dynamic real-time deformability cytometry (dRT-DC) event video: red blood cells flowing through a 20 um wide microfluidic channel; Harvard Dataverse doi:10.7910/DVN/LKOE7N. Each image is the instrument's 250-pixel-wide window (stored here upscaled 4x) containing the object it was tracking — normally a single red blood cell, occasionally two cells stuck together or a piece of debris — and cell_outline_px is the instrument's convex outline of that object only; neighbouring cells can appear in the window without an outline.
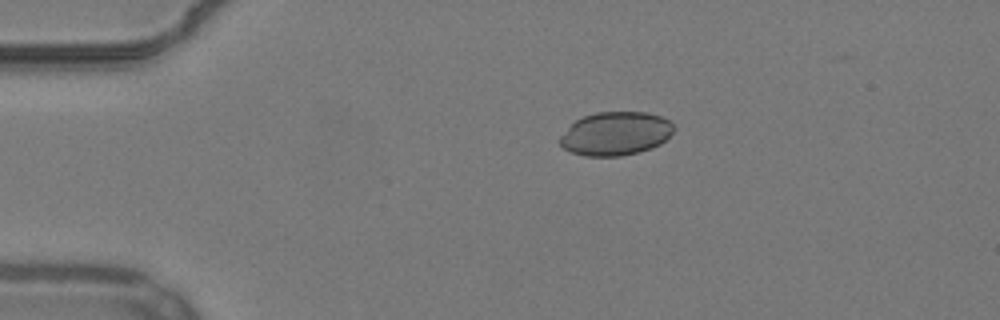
{"species": "common noctule bat (a hibernating species)", "species_latin": "Nyctalus noctula", "temperature_condition": "warm", "stored_images_in_passage": 42, "camera_frame_rate_fps": 3000, "um_per_image_px": 0.085, "animal": {"sex": "male", "body_mass_g": 19.2, "forearm_length_mm": 51.8}, "frame": {"image": 1, "passage_image": 2, "time_ms": 0.333, "image_size_px": [1000, 320], "cell_outline_px": [[676, 128], [660, 144], [652, 148], [620, 156], [584, 156], [572, 152], [564, 148], [556, 140], [576, 120], [584, 116], [596, 112], [644, 112], [660, 116], [668, 120]], "centroid_in_image_um": [52.3, 11.36], "position_along_channel_um": 32.7, "area_um2": 28.73}}
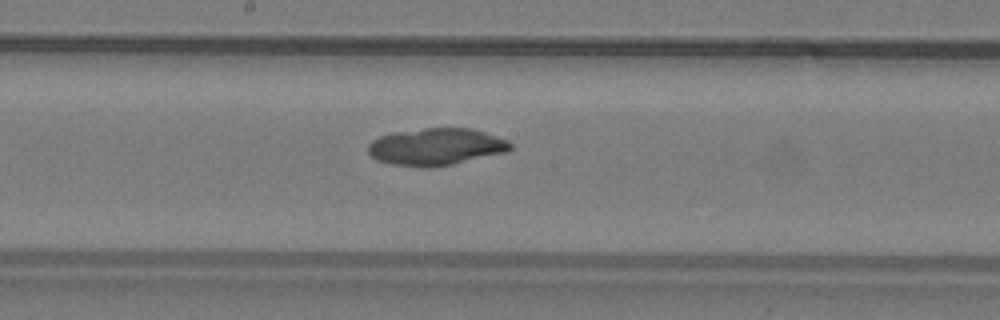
{"frame": {"image": 2, "passage_image": 20, "time_ms": 6.333, "image_size_px": [1000, 320], "cell_outline_px": [[512, 148], [508, 152], [452, 164], [432, 168], [420, 168], [392, 164], [376, 160], [368, 152], [368, 144], [372, 140], [380, 136], [392, 132], [424, 128], [472, 128], [508, 140], [512, 144]], "centroid_in_image_um": [37.06, 12.48], "position_along_channel_um": 211.1, "area_um2": 31.04}}
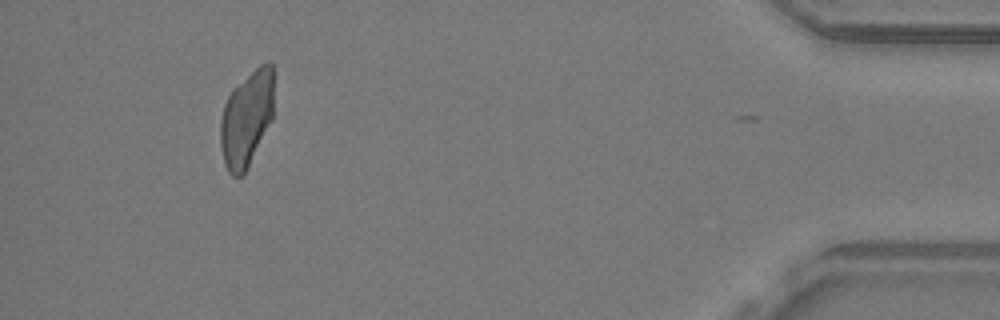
{"frame": {"image": 3, "passage_image": 41, "time_ms": 13.333, "image_size_px": [1000, 320], "cell_outline_px": [[276, 72], [272, 120], [244, 176], [232, 176], [228, 172], [224, 164], [220, 144], [220, 120], [224, 104], [232, 88], [260, 64], [268, 60], [272, 64]], "centroid_in_image_um": [21.0, 10.04], "position_along_channel_um": 414.2, "area_um2": 30.81}}